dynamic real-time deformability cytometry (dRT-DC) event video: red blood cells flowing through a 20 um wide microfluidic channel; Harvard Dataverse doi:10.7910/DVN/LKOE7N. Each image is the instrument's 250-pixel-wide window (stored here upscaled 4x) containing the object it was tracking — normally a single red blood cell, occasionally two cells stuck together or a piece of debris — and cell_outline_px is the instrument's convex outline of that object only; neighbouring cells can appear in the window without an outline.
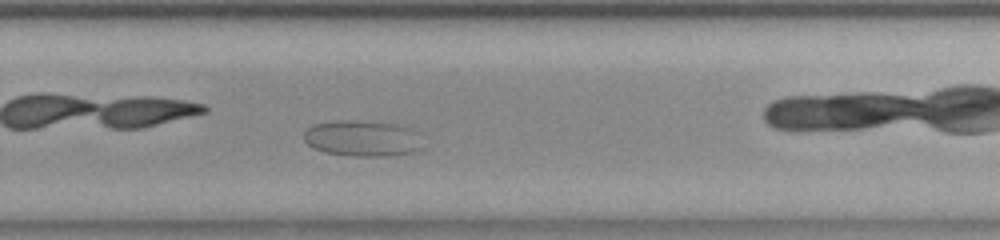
{"species": "common noctule bat (a hibernating species)", "species_latin": "Nyctalus noctula", "temperature_condition": "room temperature", "stored_images_in_passage": 48, "camera_frame_rate_fps": 3000, "um_per_image_px": 0.085, "animal": {"sex": "female", "body_mass_g": 23.0, "forearm_length_mm": 53.4}, "frame": {"image": 1, "passage_image": 28, "time_ms": 9.0, "image_size_px": [1000, 240], "cell_outline_px": [[424, 148], [412, 152], [392, 156], [352, 156], [324, 152], [312, 148], [304, 140], [304, 132], [312, 124], [340, 120], [356, 120], [396, 124], [408, 128], [412, 132]], "centroid_in_image_um": [30.73, 11.77], "position_along_channel_um": 299.1, "area_um2": 24.8}}